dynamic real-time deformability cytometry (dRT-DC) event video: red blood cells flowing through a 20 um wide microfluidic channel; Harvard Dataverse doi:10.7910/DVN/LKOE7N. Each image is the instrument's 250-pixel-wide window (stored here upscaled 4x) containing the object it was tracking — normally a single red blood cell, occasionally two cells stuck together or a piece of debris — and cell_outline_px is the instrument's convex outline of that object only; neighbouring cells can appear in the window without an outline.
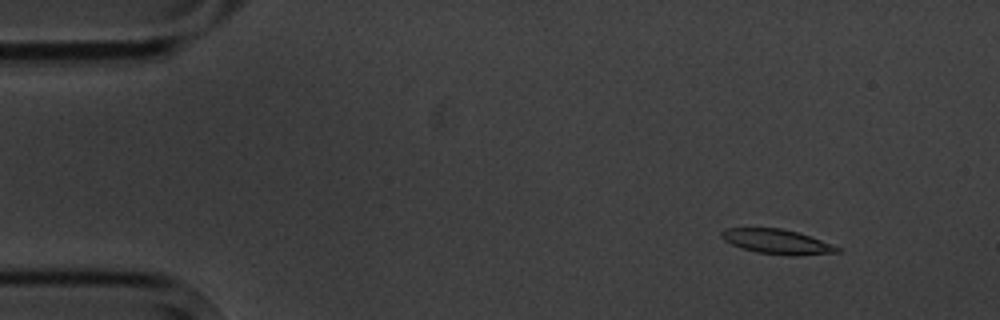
{"species": "common noctule bat (a hibernating species)", "species_latin": "Nyctalus noctula", "temperature_condition": "cold", "stored_images_in_passage": 6, "camera_frame_rate_fps": 3000, "um_per_image_px": 0.085, "animal": {"sex": "male", "body_mass_g": 20.1, "forearm_length_mm": 53.5}, "frame": {"image": 1, "passage_image": 2, "time_ms": 1.0, "image_size_px": [1000, 320], "cell_outline_px": [[840, 252], [792, 256], [788, 256], [756, 252], [740, 248], [724, 240], [720, 236], [720, 232], [724, 228], [780, 228], [796, 232], [820, 240], [840, 248]], "centroid_in_image_um": [65.98, 20.54], "position_along_channel_um": 19.0, "area_um2": 16.53}}
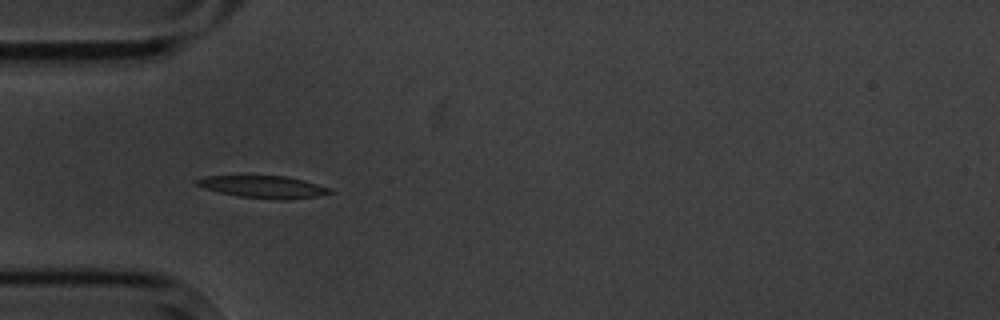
{"frame": {"image": 2, "passage_image": 5, "time_ms": 4.667, "image_size_px": [1000, 320], "cell_outline_px": [[336, 192], [316, 196], [288, 200], [284, 200], [236, 196], [204, 188], [196, 184], [192, 180], [208, 176], [288, 176], [304, 180], [328, 188]], "centroid_in_image_um": [22.38, 15.88], "position_along_channel_um": 62.6, "area_um2": 17.17}}
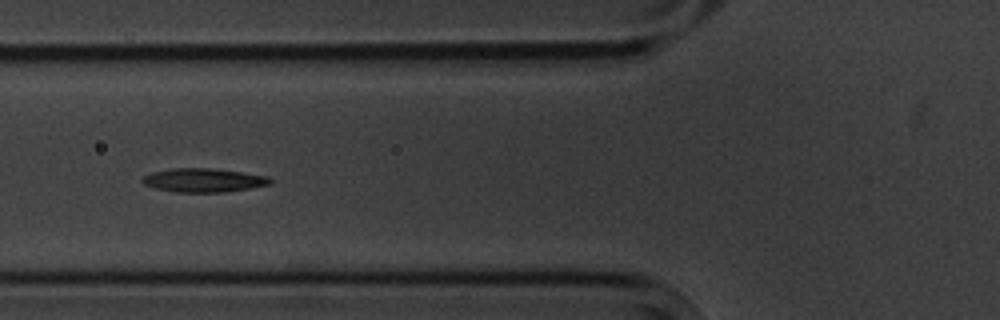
{"frame": {"image": 3, "passage_image": 6, "time_ms": 6.0, "image_size_px": [1000, 320], "cell_outline_px": [[272, 184], [228, 192], [176, 192], [156, 188], [144, 184], [140, 180], [144, 176], [152, 172], [172, 168], [212, 168], [268, 176], [272, 180]], "centroid_in_image_um": [17.31, 15.32], "position_along_channel_um": 108.5, "area_um2": 17.69}}